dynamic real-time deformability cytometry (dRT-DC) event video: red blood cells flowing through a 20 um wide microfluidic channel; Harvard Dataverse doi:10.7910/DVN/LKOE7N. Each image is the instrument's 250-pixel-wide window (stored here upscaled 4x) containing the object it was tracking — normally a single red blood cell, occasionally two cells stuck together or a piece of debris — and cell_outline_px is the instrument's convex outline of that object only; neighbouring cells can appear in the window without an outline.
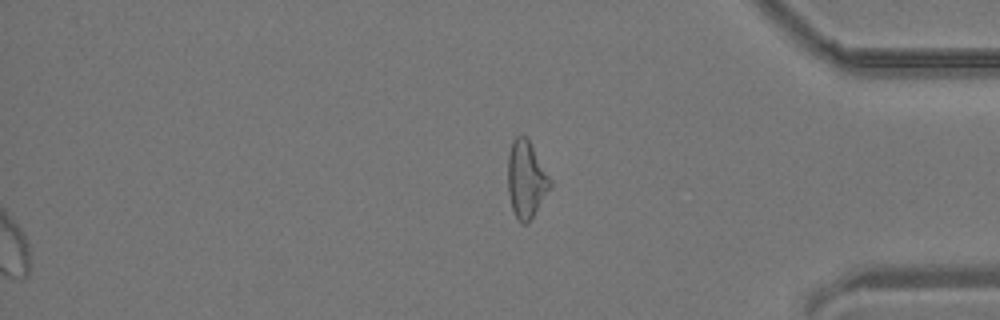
{"species": "common noctule bat (a hibernating species)", "species_latin": "Nyctalus noctula", "temperature_condition": "room temperature", "stored_images_in_passage": 36, "segment_of_instrument_passage": [2, 2], "camera_frame_rate_fps": 3000, "um_per_image_px": 0.085, "animal": {"sex": "male", "body_mass_g": 19.2, "forearm_length_mm": 51.8}, "frame": {"image": 1, "passage_image": 36, "time_ms": 11.667, "image_size_px": [1000, 320], "cell_outline_px": [[552, 188], [528, 224], [524, 224], [516, 216], [512, 208], [508, 192], [508, 156], [512, 140], [516, 136], [528, 136], [552, 180]], "centroid_in_image_um": [44.76, 15.22], "position_along_channel_um": 390.4, "area_um2": 19.36}}